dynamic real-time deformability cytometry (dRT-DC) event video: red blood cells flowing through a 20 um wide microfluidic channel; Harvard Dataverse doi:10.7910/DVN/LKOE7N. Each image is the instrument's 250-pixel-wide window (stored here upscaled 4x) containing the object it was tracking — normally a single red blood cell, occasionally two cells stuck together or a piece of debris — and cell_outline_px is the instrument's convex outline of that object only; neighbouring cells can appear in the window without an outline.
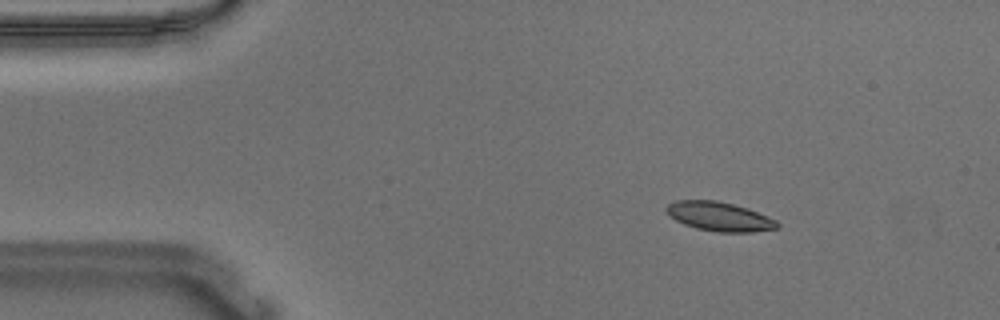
{"species": "Egyptian fruit bat (a non-hibernating species)", "species_latin": "Rousettus aegyptiacus", "temperature_condition": "warm", "stored_images_in_passage": 49, "segment_of_instrument_passage": [1, 2], "camera_frame_rate_fps": 3000, "um_per_image_px": 0.085, "animal": {"sex": "male"}, "frame": {"image": 1, "passage_image": 1, "time_ms": 0.0, "image_size_px": [1000, 320], "cell_outline_px": [[780, 228], [752, 232], [716, 232], [696, 228], [684, 224], [668, 216], [664, 208], [668, 204], [676, 200], [716, 200], [748, 208], [776, 220], [780, 224]], "centroid_in_image_um": [61.13, 18.4], "position_along_channel_um": 23.9, "area_um2": 18.96}}
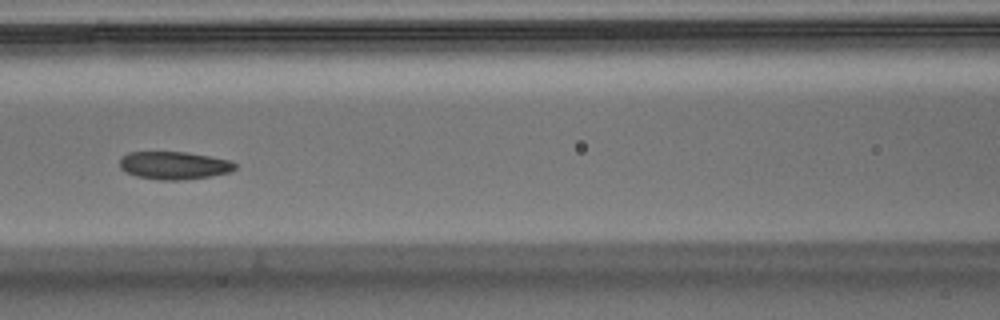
{"frame": {"image": 2, "passage_image": 17, "time_ms": 5.333, "image_size_px": [1000, 320], "cell_outline_px": [[236, 168], [232, 172], [208, 176], [180, 180], [160, 180], [136, 176], [120, 168], [120, 156], [128, 152], [188, 152], [232, 160], [236, 164]], "centroid_in_image_um": [14.81, 14.05], "position_along_channel_um": 151.8, "area_um2": 18.79}}
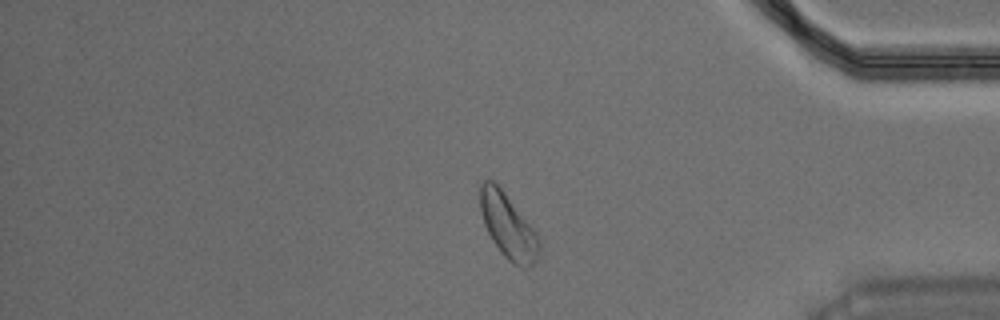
{"frame": {"image": 3, "passage_image": 39, "time_ms": 12.667, "image_size_px": [1000, 320], "cell_outline_px": [[540, 248], [536, 260], [528, 268], [524, 268], [512, 264], [504, 256], [492, 240], [484, 224], [480, 212], [480, 184], [484, 180], [492, 180], [500, 188], [536, 232], [540, 240]], "centroid_in_image_um": [43.18, 19.25], "position_along_channel_um": 392.0, "area_um2": 21.91}}